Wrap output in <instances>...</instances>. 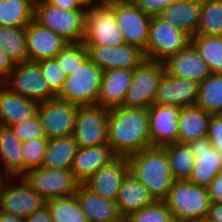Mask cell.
I'll use <instances>...</instances> for the list:
<instances>
[{"label": "cell", "mask_w": 222, "mask_h": 222, "mask_svg": "<svg viewBox=\"0 0 222 222\" xmlns=\"http://www.w3.org/2000/svg\"><path fill=\"white\" fill-rule=\"evenodd\" d=\"M107 144L118 157L151 147L148 109L123 106L110 109Z\"/></svg>", "instance_id": "1"}, {"label": "cell", "mask_w": 222, "mask_h": 222, "mask_svg": "<svg viewBox=\"0 0 222 222\" xmlns=\"http://www.w3.org/2000/svg\"><path fill=\"white\" fill-rule=\"evenodd\" d=\"M129 170L145 186L155 201H163L171 188L168 155L163 147H149L127 157Z\"/></svg>", "instance_id": "2"}, {"label": "cell", "mask_w": 222, "mask_h": 222, "mask_svg": "<svg viewBox=\"0 0 222 222\" xmlns=\"http://www.w3.org/2000/svg\"><path fill=\"white\" fill-rule=\"evenodd\" d=\"M163 202L175 222H198L207 217L211 204L207 188L188 179L174 180Z\"/></svg>", "instance_id": "3"}, {"label": "cell", "mask_w": 222, "mask_h": 222, "mask_svg": "<svg viewBox=\"0 0 222 222\" xmlns=\"http://www.w3.org/2000/svg\"><path fill=\"white\" fill-rule=\"evenodd\" d=\"M87 11L61 9L41 0L34 4V20L68 43L83 42Z\"/></svg>", "instance_id": "4"}, {"label": "cell", "mask_w": 222, "mask_h": 222, "mask_svg": "<svg viewBox=\"0 0 222 222\" xmlns=\"http://www.w3.org/2000/svg\"><path fill=\"white\" fill-rule=\"evenodd\" d=\"M103 71L88 57L66 76L62 91L57 95L78 106L97 105Z\"/></svg>", "instance_id": "5"}, {"label": "cell", "mask_w": 222, "mask_h": 222, "mask_svg": "<svg viewBox=\"0 0 222 222\" xmlns=\"http://www.w3.org/2000/svg\"><path fill=\"white\" fill-rule=\"evenodd\" d=\"M163 62L145 59L133 69V77L123 107L148 109L156 97L161 78L165 73Z\"/></svg>", "instance_id": "6"}, {"label": "cell", "mask_w": 222, "mask_h": 222, "mask_svg": "<svg viewBox=\"0 0 222 222\" xmlns=\"http://www.w3.org/2000/svg\"><path fill=\"white\" fill-rule=\"evenodd\" d=\"M83 44L118 47L126 44L117 27L114 3H96L88 8Z\"/></svg>", "instance_id": "7"}, {"label": "cell", "mask_w": 222, "mask_h": 222, "mask_svg": "<svg viewBox=\"0 0 222 222\" xmlns=\"http://www.w3.org/2000/svg\"><path fill=\"white\" fill-rule=\"evenodd\" d=\"M190 42L191 37L184 31L154 16L150 20L149 37L143 52L147 60L164 62Z\"/></svg>", "instance_id": "8"}, {"label": "cell", "mask_w": 222, "mask_h": 222, "mask_svg": "<svg viewBox=\"0 0 222 222\" xmlns=\"http://www.w3.org/2000/svg\"><path fill=\"white\" fill-rule=\"evenodd\" d=\"M9 90L25 96L37 103L55 98L35 61L15 63L14 69L1 82Z\"/></svg>", "instance_id": "9"}, {"label": "cell", "mask_w": 222, "mask_h": 222, "mask_svg": "<svg viewBox=\"0 0 222 222\" xmlns=\"http://www.w3.org/2000/svg\"><path fill=\"white\" fill-rule=\"evenodd\" d=\"M22 177L45 201L74 195L81 184L71 169L39 167L28 171Z\"/></svg>", "instance_id": "10"}, {"label": "cell", "mask_w": 222, "mask_h": 222, "mask_svg": "<svg viewBox=\"0 0 222 222\" xmlns=\"http://www.w3.org/2000/svg\"><path fill=\"white\" fill-rule=\"evenodd\" d=\"M109 110L99 105L79 106L72 133L78 147L107 143Z\"/></svg>", "instance_id": "11"}, {"label": "cell", "mask_w": 222, "mask_h": 222, "mask_svg": "<svg viewBox=\"0 0 222 222\" xmlns=\"http://www.w3.org/2000/svg\"><path fill=\"white\" fill-rule=\"evenodd\" d=\"M78 107L57 96L38 103L36 112L48 140L72 135Z\"/></svg>", "instance_id": "12"}, {"label": "cell", "mask_w": 222, "mask_h": 222, "mask_svg": "<svg viewBox=\"0 0 222 222\" xmlns=\"http://www.w3.org/2000/svg\"><path fill=\"white\" fill-rule=\"evenodd\" d=\"M117 27L128 45L145 50L149 37L151 16L145 14L132 1L114 2Z\"/></svg>", "instance_id": "13"}, {"label": "cell", "mask_w": 222, "mask_h": 222, "mask_svg": "<svg viewBox=\"0 0 222 222\" xmlns=\"http://www.w3.org/2000/svg\"><path fill=\"white\" fill-rule=\"evenodd\" d=\"M19 179V180H18ZM18 181V184L9 183ZM45 205L43 200L23 177H9L3 187L0 211L26 218Z\"/></svg>", "instance_id": "14"}, {"label": "cell", "mask_w": 222, "mask_h": 222, "mask_svg": "<svg viewBox=\"0 0 222 222\" xmlns=\"http://www.w3.org/2000/svg\"><path fill=\"white\" fill-rule=\"evenodd\" d=\"M88 57L102 71L110 69H134L146 58L143 50L137 46L124 44L118 47H106L96 44H84Z\"/></svg>", "instance_id": "15"}, {"label": "cell", "mask_w": 222, "mask_h": 222, "mask_svg": "<svg viewBox=\"0 0 222 222\" xmlns=\"http://www.w3.org/2000/svg\"><path fill=\"white\" fill-rule=\"evenodd\" d=\"M180 110L179 106L157 103L148 108L151 146L164 147L177 142Z\"/></svg>", "instance_id": "16"}, {"label": "cell", "mask_w": 222, "mask_h": 222, "mask_svg": "<svg viewBox=\"0 0 222 222\" xmlns=\"http://www.w3.org/2000/svg\"><path fill=\"white\" fill-rule=\"evenodd\" d=\"M29 61L52 59L67 45V41L34 19L25 27Z\"/></svg>", "instance_id": "17"}, {"label": "cell", "mask_w": 222, "mask_h": 222, "mask_svg": "<svg viewBox=\"0 0 222 222\" xmlns=\"http://www.w3.org/2000/svg\"><path fill=\"white\" fill-rule=\"evenodd\" d=\"M163 63L168 74L176 78L188 79L198 83H201L212 73L191 42Z\"/></svg>", "instance_id": "18"}, {"label": "cell", "mask_w": 222, "mask_h": 222, "mask_svg": "<svg viewBox=\"0 0 222 222\" xmlns=\"http://www.w3.org/2000/svg\"><path fill=\"white\" fill-rule=\"evenodd\" d=\"M187 145L196 157L194 168L188 180L207 188L213 178L222 171L219 152L212 147L207 137L190 141Z\"/></svg>", "instance_id": "19"}, {"label": "cell", "mask_w": 222, "mask_h": 222, "mask_svg": "<svg viewBox=\"0 0 222 222\" xmlns=\"http://www.w3.org/2000/svg\"><path fill=\"white\" fill-rule=\"evenodd\" d=\"M128 171L127 157H117L107 166L101 167L83 184L99 196L116 201L122 179Z\"/></svg>", "instance_id": "20"}, {"label": "cell", "mask_w": 222, "mask_h": 222, "mask_svg": "<svg viewBox=\"0 0 222 222\" xmlns=\"http://www.w3.org/2000/svg\"><path fill=\"white\" fill-rule=\"evenodd\" d=\"M199 83L176 78L166 71L161 78L154 103L187 107L196 105Z\"/></svg>", "instance_id": "21"}, {"label": "cell", "mask_w": 222, "mask_h": 222, "mask_svg": "<svg viewBox=\"0 0 222 222\" xmlns=\"http://www.w3.org/2000/svg\"><path fill=\"white\" fill-rule=\"evenodd\" d=\"M133 77V69L103 71L97 105L108 110L122 107Z\"/></svg>", "instance_id": "22"}, {"label": "cell", "mask_w": 222, "mask_h": 222, "mask_svg": "<svg viewBox=\"0 0 222 222\" xmlns=\"http://www.w3.org/2000/svg\"><path fill=\"white\" fill-rule=\"evenodd\" d=\"M117 157L107 143L91 147H78L71 171L83 183L101 167L107 166Z\"/></svg>", "instance_id": "23"}, {"label": "cell", "mask_w": 222, "mask_h": 222, "mask_svg": "<svg viewBox=\"0 0 222 222\" xmlns=\"http://www.w3.org/2000/svg\"><path fill=\"white\" fill-rule=\"evenodd\" d=\"M154 202L149 191L129 170L122 179L116 200L120 216L128 217Z\"/></svg>", "instance_id": "24"}, {"label": "cell", "mask_w": 222, "mask_h": 222, "mask_svg": "<svg viewBox=\"0 0 222 222\" xmlns=\"http://www.w3.org/2000/svg\"><path fill=\"white\" fill-rule=\"evenodd\" d=\"M38 103L9 90L0 83V123L11 127L32 117L37 111Z\"/></svg>", "instance_id": "25"}, {"label": "cell", "mask_w": 222, "mask_h": 222, "mask_svg": "<svg viewBox=\"0 0 222 222\" xmlns=\"http://www.w3.org/2000/svg\"><path fill=\"white\" fill-rule=\"evenodd\" d=\"M201 5L202 0L175 1L164 8L159 17L193 37L199 24Z\"/></svg>", "instance_id": "26"}, {"label": "cell", "mask_w": 222, "mask_h": 222, "mask_svg": "<svg viewBox=\"0 0 222 222\" xmlns=\"http://www.w3.org/2000/svg\"><path fill=\"white\" fill-rule=\"evenodd\" d=\"M21 142L11 127H0V173L8 177L24 175V158ZM2 170V172H1Z\"/></svg>", "instance_id": "27"}, {"label": "cell", "mask_w": 222, "mask_h": 222, "mask_svg": "<svg viewBox=\"0 0 222 222\" xmlns=\"http://www.w3.org/2000/svg\"><path fill=\"white\" fill-rule=\"evenodd\" d=\"M75 195L89 222H106L120 216L116 201L99 196L83 183L78 186Z\"/></svg>", "instance_id": "28"}, {"label": "cell", "mask_w": 222, "mask_h": 222, "mask_svg": "<svg viewBox=\"0 0 222 222\" xmlns=\"http://www.w3.org/2000/svg\"><path fill=\"white\" fill-rule=\"evenodd\" d=\"M211 114L197 105L182 107L178 116L177 143L187 144L207 136Z\"/></svg>", "instance_id": "29"}, {"label": "cell", "mask_w": 222, "mask_h": 222, "mask_svg": "<svg viewBox=\"0 0 222 222\" xmlns=\"http://www.w3.org/2000/svg\"><path fill=\"white\" fill-rule=\"evenodd\" d=\"M77 149V142L72 135L49 139L42 167L71 169Z\"/></svg>", "instance_id": "30"}, {"label": "cell", "mask_w": 222, "mask_h": 222, "mask_svg": "<svg viewBox=\"0 0 222 222\" xmlns=\"http://www.w3.org/2000/svg\"><path fill=\"white\" fill-rule=\"evenodd\" d=\"M33 0H0V26L26 27L34 19Z\"/></svg>", "instance_id": "31"}, {"label": "cell", "mask_w": 222, "mask_h": 222, "mask_svg": "<svg viewBox=\"0 0 222 222\" xmlns=\"http://www.w3.org/2000/svg\"><path fill=\"white\" fill-rule=\"evenodd\" d=\"M196 105L209 114H222V74L211 73L199 83Z\"/></svg>", "instance_id": "32"}, {"label": "cell", "mask_w": 222, "mask_h": 222, "mask_svg": "<svg viewBox=\"0 0 222 222\" xmlns=\"http://www.w3.org/2000/svg\"><path fill=\"white\" fill-rule=\"evenodd\" d=\"M168 155V162L174 180L189 179L196 157L187 144L173 143L163 147Z\"/></svg>", "instance_id": "33"}, {"label": "cell", "mask_w": 222, "mask_h": 222, "mask_svg": "<svg viewBox=\"0 0 222 222\" xmlns=\"http://www.w3.org/2000/svg\"><path fill=\"white\" fill-rule=\"evenodd\" d=\"M53 222H89L76 195L45 201Z\"/></svg>", "instance_id": "34"}, {"label": "cell", "mask_w": 222, "mask_h": 222, "mask_svg": "<svg viewBox=\"0 0 222 222\" xmlns=\"http://www.w3.org/2000/svg\"><path fill=\"white\" fill-rule=\"evenodd\" d=\"M191 43L211 72L222 74V36L194 35Z\"/></svg>", "instance_id": "35"}, {"label": "cell", "mask_w": 222, "mask_h": 222, "mask_svg": "<svg viewBox=\"0 0 222 222\" xmlns=\"http://www.w3.org/2000/svg\"><path fill=\"white\" fill-rule=\"evenodd\" d=\"M0 46L15 63L27 61L25 27L0 26Z\"/></svg>", "instance_id": "36"}, {"label": "cell", "mask_w": 222, "mask_h": 222, "mask_svg": "<svg viewBox=\"0 0 222 222\" xmlns=\"http://www.w3.org/2000/svg\"><path fill=\"white\" fill-rule=\"evenodd\" d=\"M196 35L222 36V0H202Z\"/></svg>", "instance_id": "37"}, {"label": "cell", "mask_w": 222, "mask_h": 222, "mask_svg": "<svg viewBox=\"0 0 222 222\" xmlns=\"http://www.w3.org/2000/svg\"><path fill=\"white\" fill-rule=\"evenodd\" d=\"M87 58L88 52L83 42L67 43L55 57L65 76L70 75Z\"/></svg>", "instance_id": "38"}, {"label": "cell", "mask_w": 222, "mask_h": 222, "mask_svg": "<svg viewBox=\"0 0 222 222\" xmlns=\"http://www.w3.org/2000/svg\"><path fill=\"white\" fill-rule=\"evenodd\" d=\"M47 145V138H37L23 143L24 174L32 169L42 167Z\"/></svg>", "instance_id": "39"}, {"label": "cell", "mask_w": 222, "mask_h": 222, "mask_svg": "<svg viewBox=\"0 0 222 222\" xmlns=\"http://www.w3.org/2000/svg\"><path fill=\"white\" fill-rule=\"evenodd\" d=\"M127 218L129 222H175L171 211L163 201H155Z\"/></svg>", "instance_id": "40"}, {"label": "cell", "mask_w": 222, "mask_h": 222, "mask_svg": "<svg viewBox=\"0 0 222 222\" xmlns=\"http://www.w3.org/2000/svg\"><path fill=\"white\" fill-rule=\"evenodd\" d=\"M48 87L57 96L63 89L66 76L55 58L38 62Z\"/></svg>", "instance_id": "41"}, {"label": "cell", "mask_w": 222, "mask_h": 222, "mask_svg": "<svg viewBox=\"0 0 222 222\" xmlns=\"http://www.w3.org/2000/svg\"><path fill=\"white\" fill-rule=\"evenodd\" d=\"M11 128L23 143L37 138H46L37 112L27 120L11 126Z\"/></svg>", "instance_id": "42"}, {"label": "cell", "mask_w": 222, "mask_h": 222, "mask_svg": "<svg viewBox=\"0 0 222 222\" xmlns=\"http://www.w3.org/2000/svg\"><path fill=\"white\" fill-rule=\"evenodd\" d=\"M206 137L213 148L222 152V114L211 115Z\"/></svg>", "instance_id": "43"}, {"label": "cell", "mask_w": 222, "mask_h": 222, "mask_svg": "<svg viewBox=\"0 0 222 222\" xmlns=\"http://www.w3.org/2000/svg\"><path fill=\"white\" fill-rule=\"evenodd\" d=\"M145 14L154 17L159 16L164 8L175 1L180 0H131Z\"/></svg>", "instance_id": "44"}, {"label": "cell", "mask_w": 222, "mask_h": 222, "mask_svg": "<svg viewBox=\"0 0 222 222\" xmlns=\"http://www.w3.org/2000/svg\"><path fill=\"white\" fill-rule=\"evenodd\" d=\"M211 203H222V171H220L207 187Z\"/></svg>", "instance_id": "45"}, {"label": "cell", "mask_w": 222, "mask_h": 222, "mask_svg": "<svg viewBox=\"0 0 222 222\" xmlns=\"http://www.w3.org/2000/svg\"><path fill=\"white\" fill-rule=\"evenodd\" d=\"M15 62L6 54L0 46V83L14 69Z\"/></svg>", "instance_id": "46"}, {"label": "cell", "mask_w": 222, "mask_h": 222, "mask_svg": "<svg viewBox=\"0 0 222 222\" xmlns=\"http://www.w3.org/2000/svg\"><path fill=\"white\" fill-rule=\"evenodd\" d=\"M49 4L67 10H88L80 0H46Z\"/></svg>", "instance_id": "47"}, {"label": "cell", "mask_w": 222, "mask_h": 222, "mask_svg": "<svg viewBox=\"0 0 222 222\" xmlns=\"http://www.w3.org/2000/svg\"><path fill=\"white\" fill-rule=\"evenodd\" d=\"M23 219V222H53L46 205H43L40 209L35 210L30 216Z\"/></svg>", "instance_id": "48"}, {"label": "cell", "mask_w": 222, "mask_h": 222, "mask_svg": "<svg viewBox=\"0 0 222 222\" xmlns=\"http://www.w3.org/2000/svg\"><path fill=\"white\" fill-rule=\"evenodd\" d=\"M206 218L213 222H222V203H211Z\"/></svg>", "instance_id": "49"}, {"label": "cell", "mask_w": 222, "mask_h": 222, "mask_svg": "<svg viewBox=\"0 0 222 222\" xmlns=\"http://www.w3.org/2000/svg\"><path fill=\"white\" fill-rule=\"evenodd\" d=\"M23 218L0 211V222H23Z\"/></svg>", "instance_id": "50"}, {"label": "cell", "mask_w": 222, "mask_h": 222, "mask_svg": "<svg viewBox=\"0 0 222 222\" xmlns=\"http://www.w3.org/2000/svg\"><path fill=\"white\" fill-rule=\"evenodd\" d=\"M8 178H9L8 176H5L0 173V199H1L2 191H3V187L5 186V183Z\"/></svg>", "instance_id": "51"}, {"label": "cell", "mask_w": 222, "mask_h": 222, "mask_svg": "<svg viewBox=\"0 0 222 222\" xmlns=\"http://www.w3.org/2000/svg\"><path fill=\"white\" fill-rule=\"evenodd\" d=\"M80 2L87 8H90L91 6L97 3L96 0H80Z\"/></svg>", "instance_id": "52"}, {"label": "cell", "mask_w": 222, "mask_h": 222, "mask_svg": "<svg viewBox=\"0 0 222 222\" xmlns=\"http://www.w3.org/2000/svg\"><path fill=\"white\" fill-rule=\"evenodd\" d=\"M106 222H129L127 217L124 216H119L118 218L111 220V221H106Z\"/></svg>", "instance_id": "53"}, {"label": "cell", "mask_w": 222, "mask_h": 222, "mask_svg": "<svg viewBox=\"0 0 222 222\" xmlns=\"http://www.w3.org/2000/svg\"><path fill=\"white\" fill-rule=\"evenodd\" d=\"M97 3H114V2H120L121 0H96Z\"/></svg>", "instance_id": "54"}, {"label": "cell", "mask_w": 222, "mask_h": 222, "mask_svg": "<svg viewBox=\"0 0 222 222\" xmlns=\"http://www.w3.org/2000/svg\"><path fill=\"white\" fill-rule=\"evenodd\" d=\"M198 222H213V221H211V220H209V219H207V218L205 217L204 219H202V220H200V221H198Z\"/></svg>", "instance_id": "55"}, {"label": "cell", "mask_w": 222, "mask_h": 222, "mask_svg": "<svg viewBox=\"0 0 222 222\" xmlns=\"http://www.w3.org/2000/svg\"><path fill=\"white\" fill-rule=\"evenodd\" d=\"M219 156H220V159H221V166H222V152H219Z\"/></svg>", "instance_id": "56"}]
</instances>
